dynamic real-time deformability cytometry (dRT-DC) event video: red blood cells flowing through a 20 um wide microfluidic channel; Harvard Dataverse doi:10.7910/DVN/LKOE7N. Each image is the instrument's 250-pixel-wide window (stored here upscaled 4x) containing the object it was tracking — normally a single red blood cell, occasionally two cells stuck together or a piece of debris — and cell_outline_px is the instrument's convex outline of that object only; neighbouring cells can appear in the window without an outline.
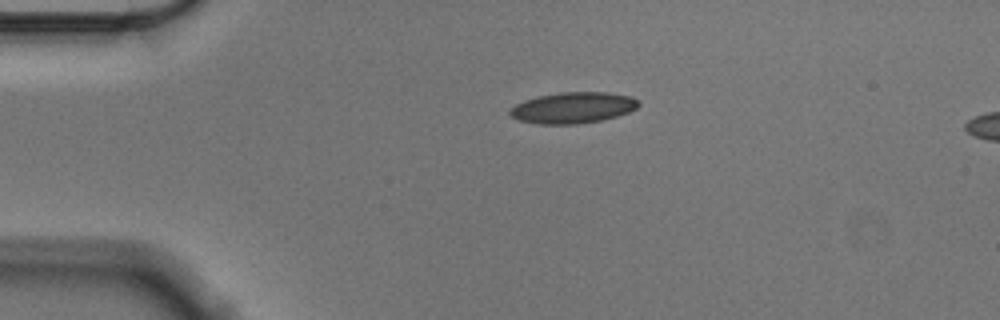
{"species": "Egyptian fruit bat (a non-hibernating species)", "species_latin": "Rousettus aegyptiacus", "temperature_condition": "cold", "stored_images_in_passage": 6, "camera_frame_rate_fps": 3000, "um_per_image_px": 0.085, "animal": {"sex": "male"}, "frame": {"image": 1, "passage_image": 1, "time_ms": 0.0, "image_size_px": [1000, 320], "cell_outline_px": [[640, 104], [636, 108], [628, 112], [616, 116], [600, 120], [576, 124], [536, 124], [516, 120], [508, 112], [516, 104], [524, 100], [536, 96], [560, 92], [608, 92], [632, 96]], "centroid_in_image_um": [48.67, 9.15], "position_along_channel_um": 36.3, "area_um2": 23.35}}